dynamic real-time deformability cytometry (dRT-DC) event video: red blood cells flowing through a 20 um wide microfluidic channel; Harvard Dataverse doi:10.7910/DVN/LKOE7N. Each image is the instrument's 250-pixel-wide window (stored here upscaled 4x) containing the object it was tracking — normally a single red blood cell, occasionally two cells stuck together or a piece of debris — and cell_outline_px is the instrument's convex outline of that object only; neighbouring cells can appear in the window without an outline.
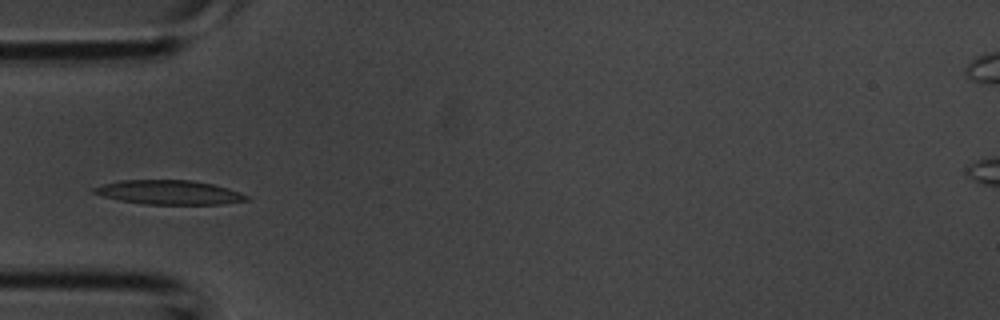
{"species": "common noctule bat (a hibernating species)", "species_latin": "Nyctalus noctula", "temperature_condition": "room temperature", "stored_images_in_passage": 3, "camera_frame_rate_fps": 3000, "um_per_image_px": 0.085, "animal": {"sex": "male", "body_mass_g": 20.1, "forearm_length_mm": 53.5}, "frame": {"image": 1, "passage_image": 3, "time_ms": 0.667, "image_size_px": [1000, 320], "cell_outline_px": [[248, 200], [220, 204], [144, 204], [120, 200], [104, 196], [92, 192], [92, 188], [104, 184], [120, 180], [192, 180], [212, 184], [228, 188], [240, 192], [248, 196]], "centroid_in_image_um": [14.37, 16.34], "position_along_channel_um": 70.6, "area_um2": 21.33}}